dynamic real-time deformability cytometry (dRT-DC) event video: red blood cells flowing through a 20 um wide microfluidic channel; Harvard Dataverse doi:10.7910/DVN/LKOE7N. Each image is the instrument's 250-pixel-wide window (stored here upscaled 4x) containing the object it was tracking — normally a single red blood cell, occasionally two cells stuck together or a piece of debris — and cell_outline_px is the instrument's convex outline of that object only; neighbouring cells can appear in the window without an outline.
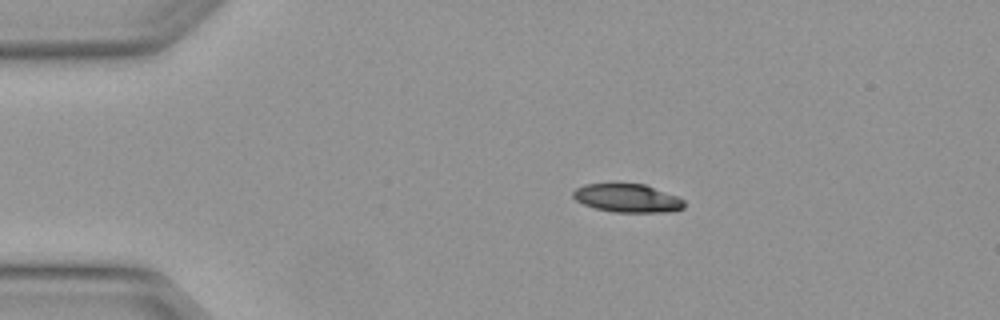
{"species": "Egyptian fruit bat (a non-hibernating species)", "species_latin": "Rousettus aegyptiacus", "temperature_condition": "warm", "stored_images_in_passage": 4, "camera_frame_rate_fps": 3000, "um_per_image_px": 0.085, "animal": {"sex": "female"}, "frame": {"image": 1, "passage_image": 2, "time_ms": 0.333, "image_size_px": [1000, 320], "cell_outline_px": [[684, 208], [668, 212], [612, 212], [596, 208], [584, 204], [576, 200], [572, 196], [572, 192], [576, 188], [584, 184], [644, 184], [676, 196], [684, 200]], "centroid_in_image_um": [53.31, 16.85], "position_along_channel_um": 31.7, "area_um2": 18.21}}
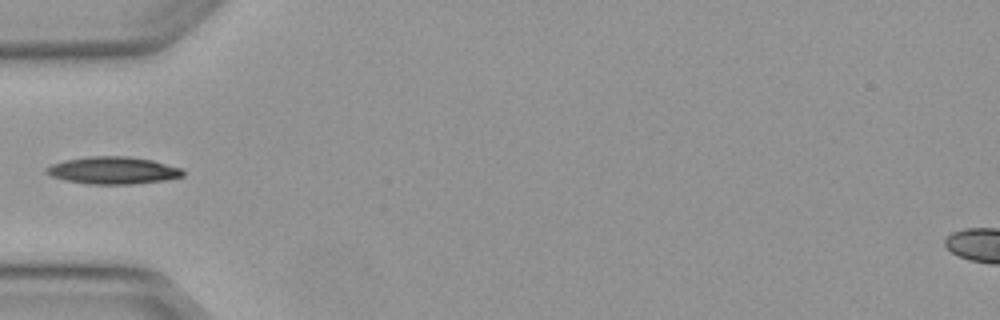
{"frame": {"image": 2, "passage_image": 4, "time_ms": 1.0, "image_size_px": [1000, 320], "cell_outline_px": [[184, 176], [164, 180], [132, 184], [88, 184], [64, 180], [52, 176], [44, 172], [44, 168], [52, 164], [64, 160], [88, 156], [128, 156], [152, 160], [180, 168], [184, 172]], "centroid_in_image_um": [9.56, 14.48], "position_along_channel_um": 75.4, "area_um2": 21.73}}